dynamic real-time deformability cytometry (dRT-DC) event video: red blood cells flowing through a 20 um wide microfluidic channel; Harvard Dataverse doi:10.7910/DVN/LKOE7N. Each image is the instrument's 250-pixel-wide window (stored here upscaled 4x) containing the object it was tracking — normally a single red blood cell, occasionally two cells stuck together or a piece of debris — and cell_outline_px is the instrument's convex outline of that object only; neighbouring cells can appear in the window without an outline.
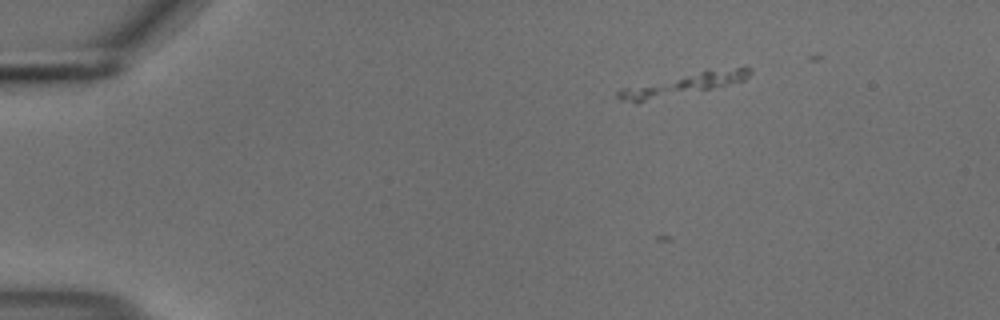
{"species": "common noctule bat (a hibernating species)", "species_latin": "Nyctalus noctula", "temperature_condition": "cold", "stored_images_in_passage": 21, "camera_frame_rate_fps": 3000, "um_per_image_px": 0.085, "animal": {"sex": "male", "body_mass_g": 18.8}, "frame": {"image": 1, "passage_image": 9, "time_ms": 2.667, "image_size_px": [1000, 320], "cell_outline_px": [[752, 72], [744, 80], [712, 88], [636, 104], [620, 100], [616, 96], [616, 92], [620, 88], [704, 68], [752, 68]], "centroid_in_image_um": [57.95, 7.16], "position_along_channel_um": 27.0, "area_um2": 17.63}}